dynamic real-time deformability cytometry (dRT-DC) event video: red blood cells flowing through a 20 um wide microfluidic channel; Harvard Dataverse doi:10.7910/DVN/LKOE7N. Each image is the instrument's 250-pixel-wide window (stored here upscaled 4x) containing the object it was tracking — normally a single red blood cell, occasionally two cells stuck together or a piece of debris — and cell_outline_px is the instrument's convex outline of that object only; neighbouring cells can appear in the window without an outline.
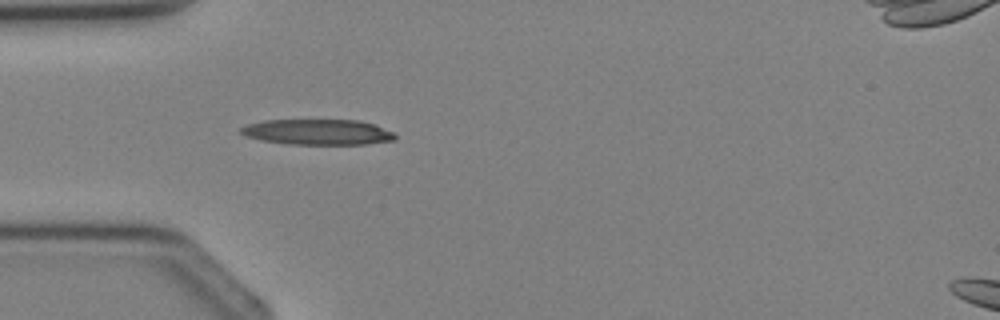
{"species": "Egyptian fruit bat (a non-hibernating species)", "species_latin": "Rousettus aegyptiacus", "temperature_condition": "cold", "stored_images_in_passage": 2, "segment_of_instrument_passage": [1, 2], "camera_frame_rate_fps": 3000, "um_per_image_px": 0.085, "animal": {"sex": "female"}, "frame": {"image": 1, "passage_image": 1, "time_ms": 0.0, "image_size_px": [1000, 320], "cell_outline_px": [[396, 136], [392, 140], [364, 144], [288, 144], [260, 140], [244, 136], [240, 132], [240, 128], [248, 124], [264, 120], [360, 120], [376, 124], [392, 132]], "centroid_in_image_um": [26.97, 11.22], "position_along_channel_um": 58.0, "area_um2": 22.95}}